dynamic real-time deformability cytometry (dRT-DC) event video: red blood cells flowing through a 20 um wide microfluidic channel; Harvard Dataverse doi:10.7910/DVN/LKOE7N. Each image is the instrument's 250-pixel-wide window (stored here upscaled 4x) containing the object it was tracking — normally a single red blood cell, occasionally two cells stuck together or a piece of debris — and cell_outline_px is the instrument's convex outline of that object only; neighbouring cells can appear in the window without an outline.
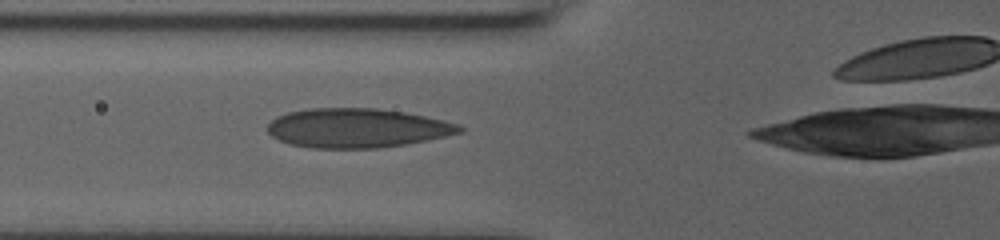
{"species": "human", "species_latin": "Homo sapiens", "temperature_condition": "room temperature", "stored_images_in_passage": 13, "camera_frame_rate_fps": 3000, "um_per_image_px": 0.085, "donor": {"sex": "male"}, "frame": {"image": 1, "passage_image": 11, "time_ms": 3.333, "image_size_px": [1000, 240], "cell_outline_px": [[464, 132], [428, 140], [380, 148], [312, 148], [292, 144], [280, 140], [272, 136], [268, 132], [268, 124], [276, 116], [288, 112], [308, 108], [376, 108], [404, 112], [444, 120], [460, 124], [464, 128]], "centroid_in_image_um": [30.38, 10.88], "position_along_channel_um": 95.4, "area_um2": 43.99}}
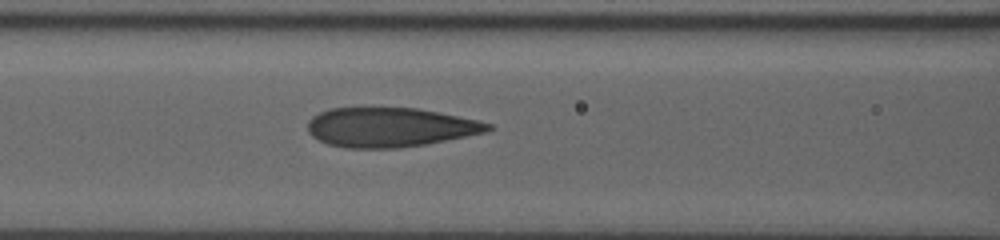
{"frame": {"image": 2, "passage_image": 13, "time_ms": 4.0, "image_size_px": [1000, 240], "cell_outline_px": [[492, 128], [488, 132], [424, 144], [396, 148], [344, 148], [328, 144], [312, 136], [308, 132], [308, 120], [312, 116], [328, 108], [416, 108], [480, 120], [492, 124]], "centroid_in_image_um": [33.14, 10.82], "position_along_channel_um": 133.5, "area_um2": 41.33}}